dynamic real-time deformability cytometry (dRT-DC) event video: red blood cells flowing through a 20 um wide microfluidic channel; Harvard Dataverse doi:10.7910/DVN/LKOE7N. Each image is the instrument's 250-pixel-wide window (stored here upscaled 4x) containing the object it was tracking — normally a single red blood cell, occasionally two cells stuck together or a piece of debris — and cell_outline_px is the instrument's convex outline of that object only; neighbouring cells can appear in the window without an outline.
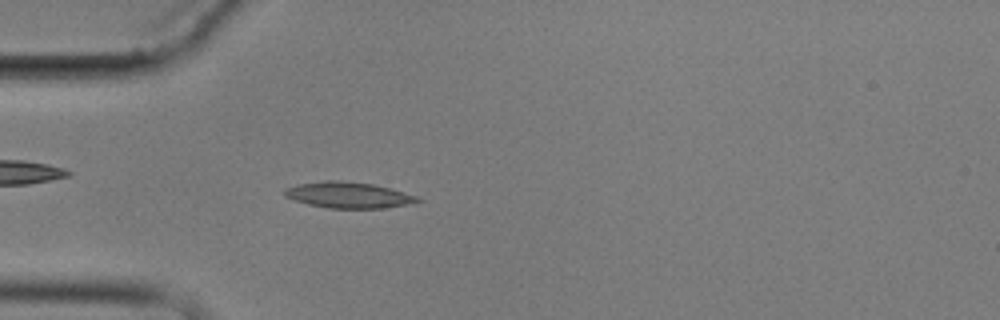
{"species": "common noctule bat (a hibernating species)", "species_latin": "Nyctalus noctula", "temperature_condition": "cold", "stored_images_in_passage": 5, "camera_frame_rate_fps": 3000, "um_per_image_px": 0.085, "animal": {"sex": "male", "body_mass_g": 17.9}, "frame": {"image": 1, "passage_image": 5, "time_ms": 6.0, "image_size_px": [1000, 320], "cell_outline_px": [[424, 200], [384, 208], [328, 208], [308, 204], [284, 196], [284, 188], [296, 184], [324, 180], [340, 180], [372, 184], [420, 196]], "centroid_in_image_um": [29.59, 16.57], "position_along_channel_um": 55.4, "area_um2": 20.11}}